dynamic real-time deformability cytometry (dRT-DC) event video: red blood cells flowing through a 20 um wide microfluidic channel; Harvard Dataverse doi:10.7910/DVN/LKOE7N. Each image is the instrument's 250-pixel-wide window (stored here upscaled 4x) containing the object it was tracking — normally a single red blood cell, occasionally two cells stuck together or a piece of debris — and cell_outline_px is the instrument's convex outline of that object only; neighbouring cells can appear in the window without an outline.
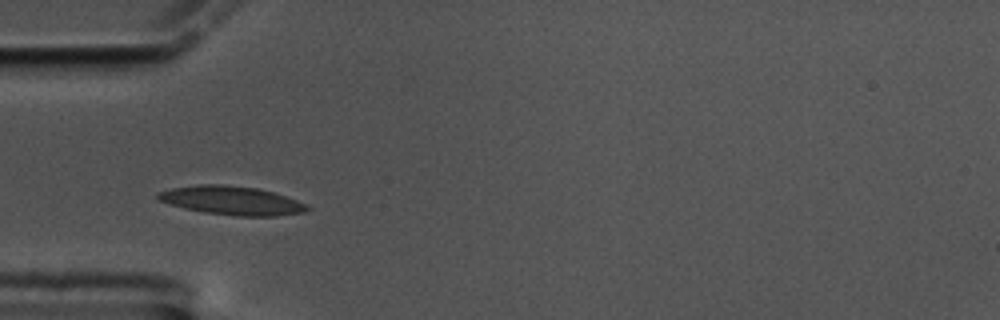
{"species": "common noctule bat (a hibernating species)", "species_latin": "Nyctalus noctula", "temperature_condition": "cold", "stored_images_in_passage": 26, "camera_frame_rate_fps": 3000, "um_per_image_px": 0.085, "animal": {"sex": "male", "body_mass_g": 17.5, "forearm_length_mm": 52.3}, "frame": {"image": 1, "passage_image": 5, "time_ms": 1.333, "image_size_px": [1000, 320], "cell_outline_px": [[312, 208], [304, 212], [276, 216], [236, 216], [204, 212], [184, 208], [168, 204], [160, 200], [156, 196], [156, 192], [172, 188], [200, 184], [224, 184], [256, 188], [272, 192], [308, 204]], "centroid_in_image_um": [19.69, 17.04], "position_along_channel_um": 65.3, "area_um2": 24.97}}
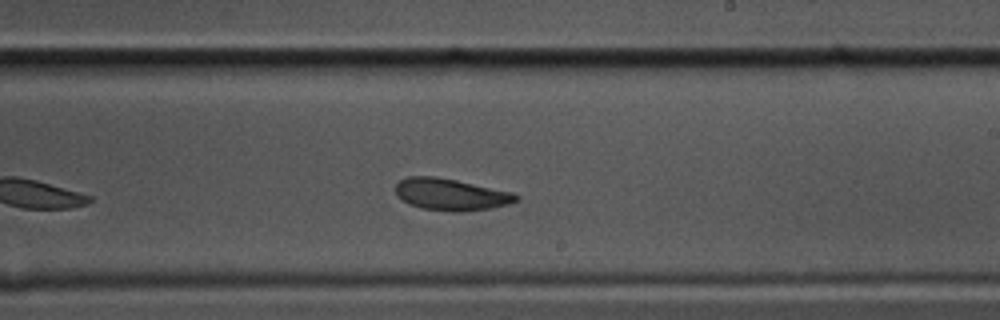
{"frame": {"image": 2, "passage_image": 22, "time_ms": 7.0, "image_size_px": [1000, 320], "cell_outline_px": [[520, 200], [508, 204], [492, 208], [464, 212], [452, 212], [420, 208], [408, 204], [396, 196], [396, 184], [400, 180], [408, 176], [436, 176], [456, 180], [512, 192], [520, 196]], "centroid_in_image_um": [38.32, 16.54], "position_along_channel_um": 250.7, "area_um2": 22.6}}